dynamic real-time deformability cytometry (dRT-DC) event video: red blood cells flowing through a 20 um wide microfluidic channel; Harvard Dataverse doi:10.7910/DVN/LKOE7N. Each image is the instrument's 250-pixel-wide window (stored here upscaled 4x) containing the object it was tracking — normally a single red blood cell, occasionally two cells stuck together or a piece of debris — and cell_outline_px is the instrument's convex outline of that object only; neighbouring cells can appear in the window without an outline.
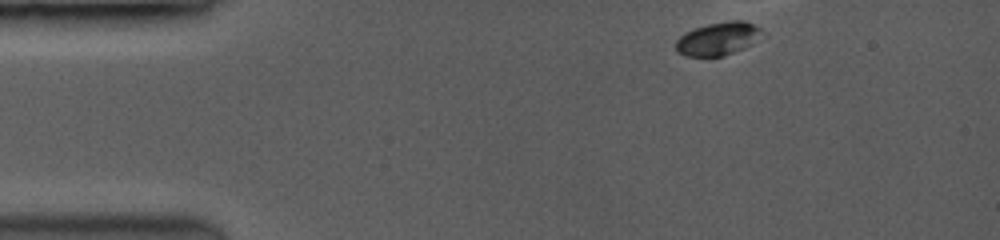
{"species": "common noctule bat (a hibernating species)", "species_latin": "Nyctalus noctula", "temperature_condition": "room temperature", "stored_images_in_passage": 42, "camera_frame_rate_fps": 3500, "um_per_image_px": 0.085, "animal": {"sex": "female", "body_mass_g": 19.0, "forearm_length_mm": 53.3}, "frame": {"image": 1, "passage_image": 1, "time_ms": 0.0, "image_size_px": [1000, 240], "cell_outline_px": [[760, 28], [740, 48], [724, 56], [688, 56], [680, 52], [676, 48], [676, 40], [680, 36], [696, 28], [708, 24], [736, 20], [740, 20], [752, 24]], "centroid_in_image_um": [60.86, 3.29], "position_along_channel_um": 24.1, "area_um2": 15.14}}
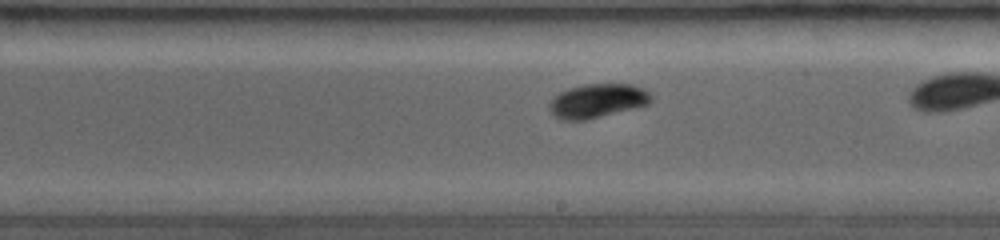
{"frame": {"image": 2, "passage_image": 31, "time_ms": 7.143, "image_size_px": [1000, 240], "cell_outline_px": [[652, 96], [644, 104], [584, 120], [568, 120], [556, 116], [552, 112], [552, 100], [560, 92], [568, 88], [584, 84], [632, 84], [648, 92]], "centroid_in_image_um": [50.75, 8.53], "position_along_channel_um": 238.3, "area_um2": 19.02}}
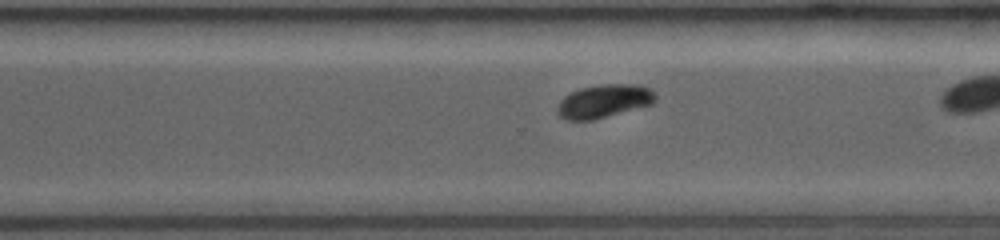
{"frame": {"image": 3, "passage_image": 39, "time_ms": 9.143, "image_size_px": [1000, 240], "cell_outline_px": [[656, 100], [652, 104], [592, 120], [564, 120], [556, 112], [556, 104], [564, 96], [580, 88], [600, 84], [632, 84], [648, 88], [656, 96]], "centroid_in_image_um": [51.27, 8.6], "position_along_channel_um": 319.3, "area_um2": 18.96}}